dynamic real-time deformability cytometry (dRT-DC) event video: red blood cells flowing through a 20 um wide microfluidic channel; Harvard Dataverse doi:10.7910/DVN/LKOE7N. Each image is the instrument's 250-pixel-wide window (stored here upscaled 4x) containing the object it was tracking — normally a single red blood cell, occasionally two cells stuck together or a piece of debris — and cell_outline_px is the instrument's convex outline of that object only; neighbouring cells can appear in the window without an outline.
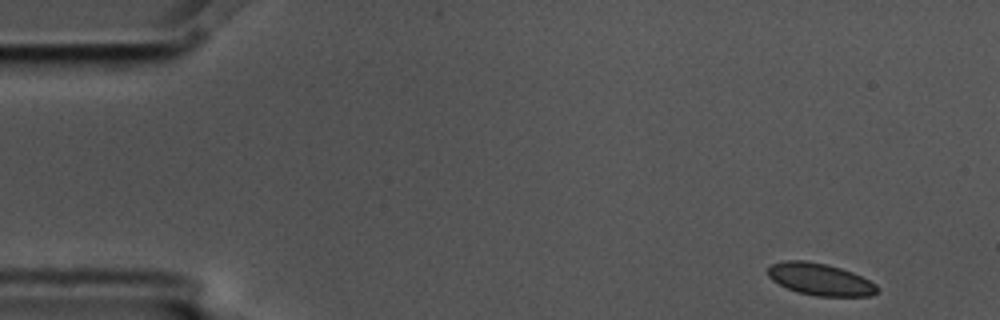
{"species": "common noctule bat (a hibernating species)", "species_latin": "Nyctalus noctula", "temperature_condition": "cold", "stored_images_in_passage": 5, "camera_frame_rate_fps": 3000, "um_per_image_px": 0.085, "animal": {"sex": "male", "body_mass_g": 17.5, "forearm_length_mm": 52.3}, "frame": {"image": 1, "passage_image": 1, "time_ms": 0.0, "image_size_px": [1000, 320], "cell_outline_px": [[880, 292], [872, 296], [816, 296], [800, 292], [788, 288], [772, 280], [768, 276], [768, 268], [772, 264], [784, 260], [804, 260], [824, 264], [840, 268], [852, 272], [876, 284]], "centroid_in_image_um": [69.73, 23.75], "position_along_channel_um": 15.3, "area_um2": 20.23}}
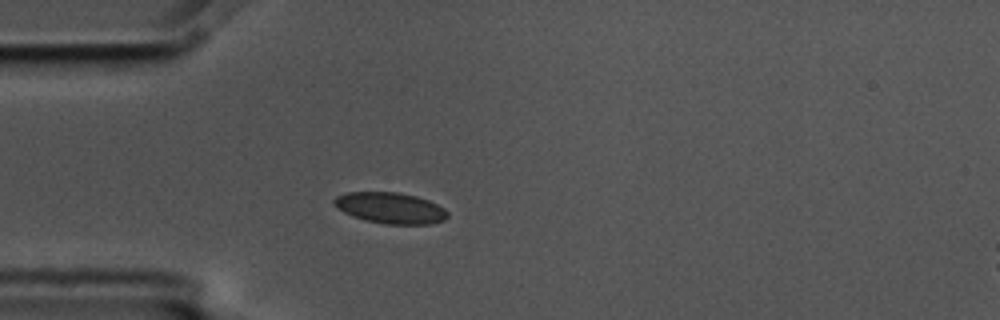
{"frame": {"image": 2, "passage_image": 4, "time_ms": 1.0, "image_size_px": [1000, 320], "cell_outline_px": [[448, 216], [444, 220], [432, 224], [384, 224], [364, 220], [352, 216], [344, 212], [332, 204], [332, 200], [336, 196], [348, 192], [396, 192], [416, 196], [428, 200], [444, 208], [448, 212]], "centroid_in_image_um": [33.16, 17.68], "position_along_channel_um": 51.8, "area_um2": 20.63}}